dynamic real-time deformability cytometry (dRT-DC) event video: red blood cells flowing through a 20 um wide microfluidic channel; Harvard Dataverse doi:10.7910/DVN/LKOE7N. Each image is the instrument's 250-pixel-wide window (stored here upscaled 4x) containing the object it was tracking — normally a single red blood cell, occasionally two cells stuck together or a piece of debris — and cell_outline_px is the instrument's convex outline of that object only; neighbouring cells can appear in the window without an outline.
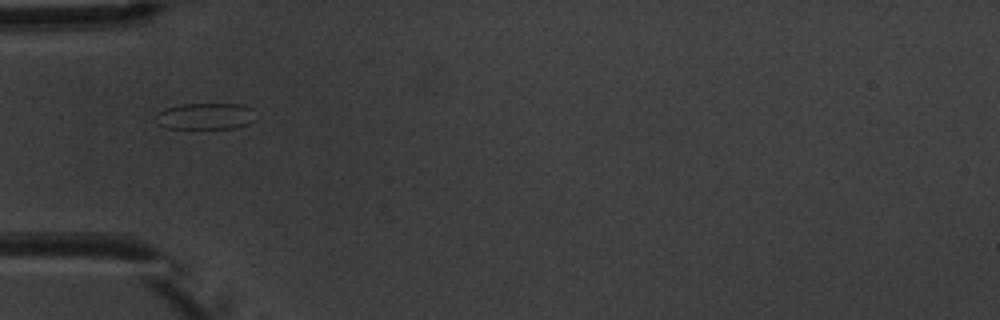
{"species": "common noctule bat (a hibernating species)", "species_latin": "Nyctalus noctula", "temperature_condition": "warm", "stored_images_in_passage": 3, "camera_frame_rate_fps": 3000, "um_per_image_px": 0.085, "animal": {"sex": "male", "body_mass_g": 20.1, "forearm_length_mm": 53.5}, "frame": {"image": 1, "passage_image": 1, "time_ms": 0.0, "image_size_px": [1000, 320], "cell_outline_px": [[256, 120], [248, 124], [236, 128], [164, 128], [156, 124], [156, 112], [164, 108], [180, 104], [240, 104], [252, 108]], "centroid_in_image_um": [17.43, 9.88], "position_along_channel_um": 67.6, "area_um2": 15.66}}
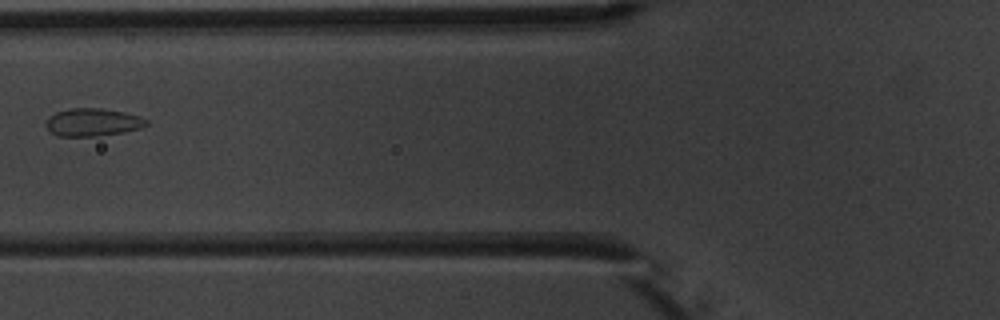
{"frame": {"image": 2, "passage_image": 2, "time_ms": 1.333, "image_size_px": [1000, 320], "cell_outline_px": [[148, 124], [140, 128], [124, 132], [100, 136], [56, 136], [44, 124], [48, 116], [56, 112], [68, 108], [100, 108], [124, 112], [140, 116], [148, 120]], "centroid_in_image_um": [7.87, 10.39], "position_along_channel_um": 117.9, "area_um2": 16.42}}
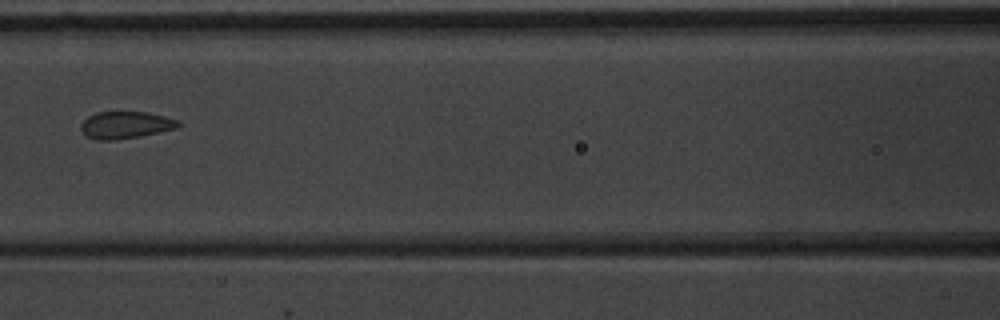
{"frame": {"image": 3, "passage_image": 3, "time_ms": 2.333, "image_size_px": [1000, 320], "cell_outline_px": [[180, 124], [176, 128], [160, 132], [140, 136], [116, 140], [96, 140], [88, 136], [80, 128], [80, 124], [88, 116], [96, 112], [148, 112], [180, 120]], "centroid_in_image_um": [10.68, 10.62], "position_along_channel_um": 155.9, "area_um2": 15.37}}